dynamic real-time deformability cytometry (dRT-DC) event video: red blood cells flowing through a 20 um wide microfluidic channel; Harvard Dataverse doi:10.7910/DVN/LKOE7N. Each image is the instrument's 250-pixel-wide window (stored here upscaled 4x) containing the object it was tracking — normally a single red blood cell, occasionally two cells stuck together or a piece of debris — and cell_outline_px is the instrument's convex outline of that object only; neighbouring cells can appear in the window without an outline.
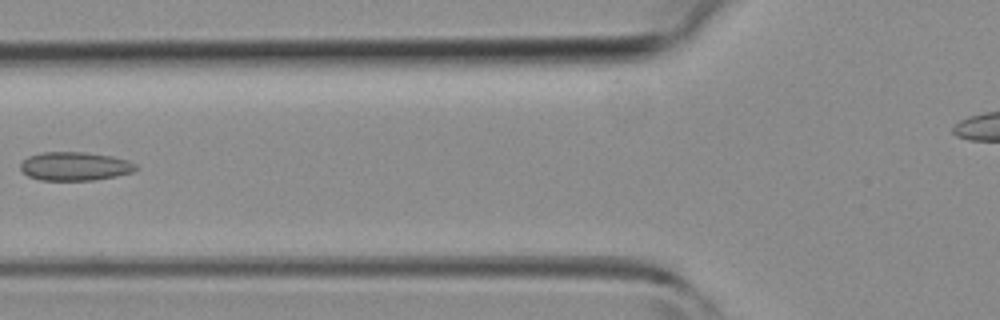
{"species": "common noctule bat (a hibernating species)", "species_latin": "Nyctalus noctula", "temperature_condition": "room temperature", "stored_images_in_passage": 4, "camera_frame_rate_fps": 3000, "um_per_image_px": 0.085, "animal": {"sex": "female", "body_mass_g": 19.3, "forearm_length_mm": 54.1}, "frame": {"image": 1, "passage_image": 4, "time_ms": 3.333, "image_size_px": [1000, 320], "cell_outline_px": [[140, 168], [132, 172], [116, 176], [96, 180], [40, 180], [28, 176], [20, 172], [20, 164], [28, 156], [44, 152], [84, 152], [112, 156], [128, 160], [136, 164]], "centroid_in_image_um": [6.37, 14.13], "position_along_channel_um": 119.4, "area_um2": 19.42}}